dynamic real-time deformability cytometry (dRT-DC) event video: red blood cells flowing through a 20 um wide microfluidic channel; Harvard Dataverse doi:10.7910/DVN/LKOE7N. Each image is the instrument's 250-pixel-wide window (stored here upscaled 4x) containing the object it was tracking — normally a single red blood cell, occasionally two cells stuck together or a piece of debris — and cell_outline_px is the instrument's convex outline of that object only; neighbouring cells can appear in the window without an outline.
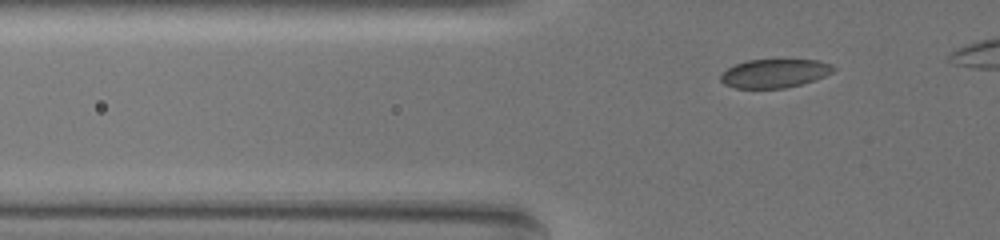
{"species": "common noctule bat (a hibernating species)", "species_latin": "Nyctalus noctula", "temperature_condition": "warm", "stored_images_in_passage": 40, "camera_frame_rate_fps": 3000, "um_per_image_px": 0.085, "animal": {"sex": "female", "body_mass_g": 19.5, "forearm_length_mm": 54.1}, "frame": {"image": 1, "passage_image": 6, "time_ms": 1.667, "image_size_px": [1000, 240], "cell_outline_px": [[836, 68], [832, 72], [824, 76], [800, 84], [784, 88], [736, 88], [724, 84], [720, 80], [720, 76], [728, 68], [744, 60], [816, 60], [832, 64]], "centroid_in_image_um": [65.82, 6.23], "position_along_channel_um": 60.0, "area_um2": 18.61}}
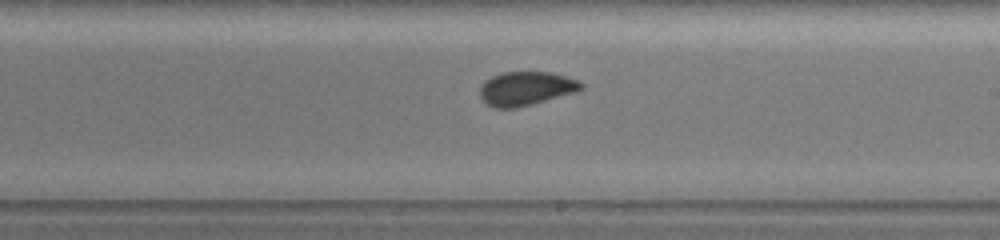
{"frame": {"image": 2, "passage_image": 23, "time_ms": 7.333, "image_size_px": [1000, 240], "cell_outline_px": [[584, 88], [572, 92], [532, 104], [516, 108], [496, 108], [488, 104], [480, 96], [480, 88], [492, 76], [504, 72], [552, 72], [576, 80], [584, 84]], "centroid_in_image_um": [44.7, 7.52], "position_along_channel_um": 244.3, "area_um2": 19.48}}
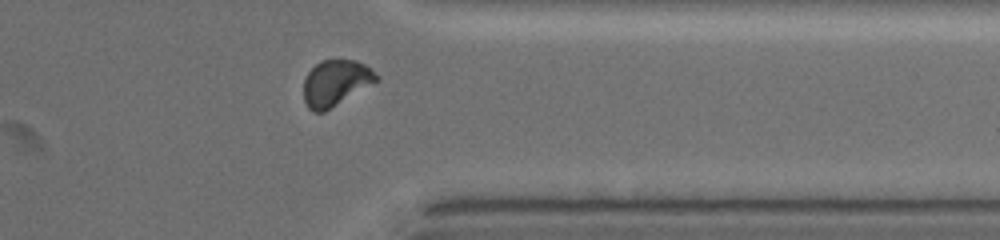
{"frame": {"image": 3, "passage_image": 35, "time_ms": 11.333, "image_size_px": [1000, 240], "cell_outline_px": [[380, 80], [324, 112], [312, 112], [308, 108], [304, 100], [304, 80], [308, 72], [320, 60], [356, 60], [364, 64], [380, 76]], "centroid_in_image_um": [28.54, 7.05], "position_along_channel_um": 382.9, "area_um2": 19.54}}